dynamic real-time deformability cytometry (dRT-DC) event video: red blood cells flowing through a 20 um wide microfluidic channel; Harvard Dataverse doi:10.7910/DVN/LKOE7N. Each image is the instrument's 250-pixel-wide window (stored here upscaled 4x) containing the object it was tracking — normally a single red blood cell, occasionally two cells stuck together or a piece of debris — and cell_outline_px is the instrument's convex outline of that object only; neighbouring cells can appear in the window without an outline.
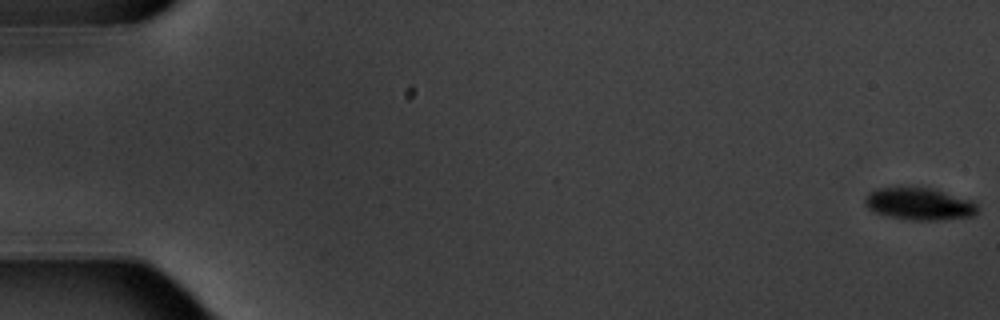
{"species": "common noctule bat (a hibernating species)", "species_latin": "Nyctalus noctula", "temperature_condition": "warm", "stored_images_in_passage": 5, "camera_frame_rate_fps": 3000, "um_per_image_px": 0.085, "animal": {"sex": "male", "body_mass_g": 20.1, "forearm_length_mm": 53.5}, "frame": {"image": 1, "passage_image": 1, "time_ms": 0.0, "image_size_px": [1000, 320], "cell_outline_px": [[980, 208], [972, 216], [940, 220], [912, 220], [888, 216], [876, 212], [868, 208], [864, 204], [864, 200], [868, 192], [876, 188], [932, 188], [972, 200]], "centroid_in_image_um": [78.14, 17.33], "position_along_channel_um": 6.9, "area_um2": 21.04}}